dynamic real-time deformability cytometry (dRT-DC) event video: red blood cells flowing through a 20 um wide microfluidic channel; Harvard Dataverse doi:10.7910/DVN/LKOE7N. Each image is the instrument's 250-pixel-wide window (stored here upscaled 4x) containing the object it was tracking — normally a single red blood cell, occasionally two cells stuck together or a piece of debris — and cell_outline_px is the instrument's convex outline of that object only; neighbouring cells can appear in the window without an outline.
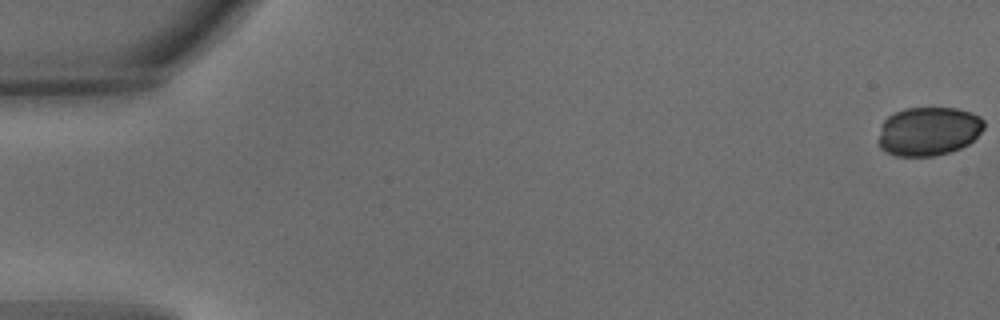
{"species": "common noctule bat (a hibernating species)", "species_latin": "Nyctalus noctula", "temperature_condition": "warm", "stored_images_in_passage": 6, "camera_frame_rate_fps": 3000, "um_per_image_px": 0.085, "animal": {"sex": "male", "body_mass_g": 15.6}, "frame": {"image": 1, "passage_image": 1, "time_ms": 0.0, "image_size_px": [1000, 320], "cell_outline_px": [[984, 128], [968, 144], [960, 148], [948, 152], [932, 156], [896, 156], [884, 152], [880, 148], [876, 140], [880, 128], [884, 120], [888, 116], [904, 108], [956, 108], [972, 112], [980, 116], [984, 120]], "centroid_in_image_um": [78.88, 11.15], "position_along_channel_um": 6.1, "area_um2": 30.29}}
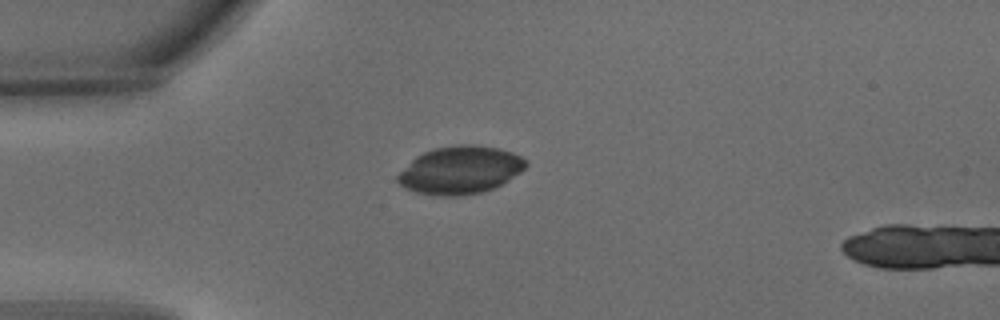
{"frame": {"image": 2, "passage_image": 5, "time_ms": 1.333, "image_size_px": [1000, 320], "cell_outline_px": [[528, 164], [520, 172], [508, 180], [492, 188], [480, 192], [460, 196], [440, 196], [416, 192], [404, 188], [396, 180], [396, 176], [416, 156], [424, 152], [436, 148], [460, 144], [472, 144], [496, 148], [512, 152], [528, 160]], "centroid_in_image_um": [39.11, 14.46], "position_along_channel_um": 45.9, "area_um2": 35.43}}